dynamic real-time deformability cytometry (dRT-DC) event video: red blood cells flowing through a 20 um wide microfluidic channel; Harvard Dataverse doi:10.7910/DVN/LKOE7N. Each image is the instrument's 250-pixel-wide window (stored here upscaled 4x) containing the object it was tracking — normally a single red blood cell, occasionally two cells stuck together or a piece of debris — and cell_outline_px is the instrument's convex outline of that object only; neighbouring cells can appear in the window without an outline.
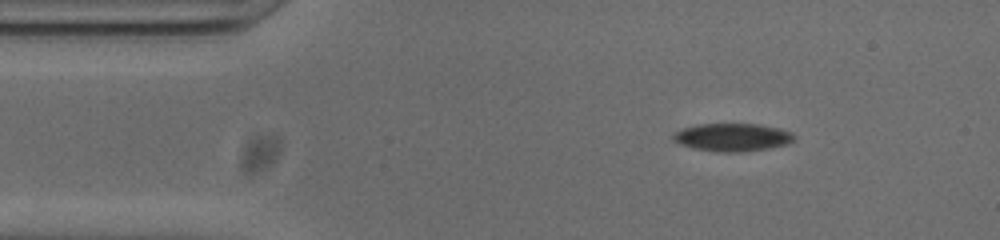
{"species": "common noctule bat (a hibernating species)", "species_latin": "Nyctalus noctula", "temperature_condition": "cold", "stored_images_in_passage": 48, "camera_frame_rate_fps": 3000, "um_per_image_px": 0.085, "animal": {"sex": "male", "body_mass_g": 20.0, "forearm_length_mm": 53.3}, "frame": {"image": 1, "passage_image": 2, "time_ms": 0.333, "image_size_px": [1000, 240], "cell_outline_px": [[796, 136], [788, 144], [768, 148], [740, 152], [724, 152], [692, 148], [680, 144], [672, 140], [672, 136], [680, 128], [696, 124], [756, 124], [776, 128], [792, 132]], "centroid_in_image_um": [62.21, 11.66], "position_along_channel_um": 22.8, "area_um2": 19.59}}
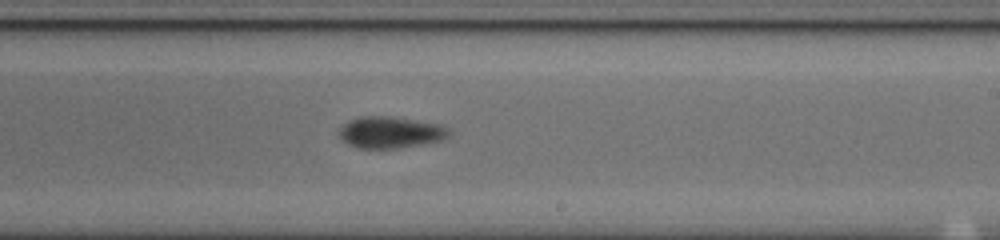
{"frame": {"image": 2, "passage_image": 25, "time_ms": 8.0, "image_size_px": [1000, 240], "cell_outline_px": [[452, 132], [448, 136], [440, 140], [424, 144], [396, 148], [356, 148], [340, 140], [336, 132], [344, 124], [360, 116], [392, 116], [440, 124], [448, 128]], "centroid_in_image_um": [33.16, 11.25], "position_along_channel_um": 255.8, "area_um2": 20.4}}
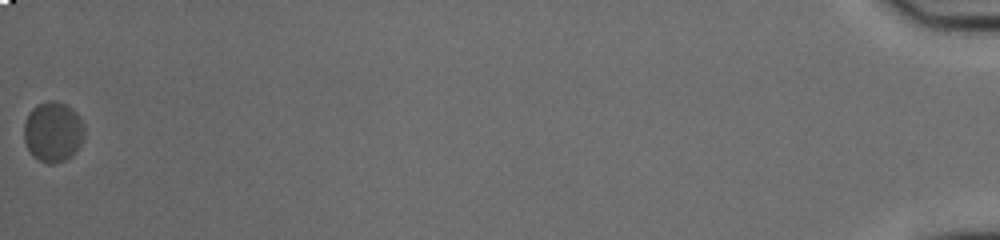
{"frame": {"image": 3, "passage_image": 48, "time_ms": 15.667, "image_size_px": [1000, 240], "cell_outline_px": [[84, 136], [76, 152], [72, 156], [56, 164], [48, 164], [40, 160], [28, 148], [24, 140], [24, 124], [28, 112], [36, 104], [48, 100], [56, 100], [72, 108], [80, 116], [84, 124]], "centroid_in_image_um": [4.52, 11.18], "position_along_channel_um": 430.7, "area_um2": 21.39}, "authors_computed_cell_mechanics": {"area_um2": 19.9699, "velocity_mm_per_s": 3.7611, "shape_relaxation_time_tau1_ms": null, "shape_relaxation_time_tau2_ms": 6.4464, "deformation_change_tau1": null, "deformation_change_tau2": 0.0715}}